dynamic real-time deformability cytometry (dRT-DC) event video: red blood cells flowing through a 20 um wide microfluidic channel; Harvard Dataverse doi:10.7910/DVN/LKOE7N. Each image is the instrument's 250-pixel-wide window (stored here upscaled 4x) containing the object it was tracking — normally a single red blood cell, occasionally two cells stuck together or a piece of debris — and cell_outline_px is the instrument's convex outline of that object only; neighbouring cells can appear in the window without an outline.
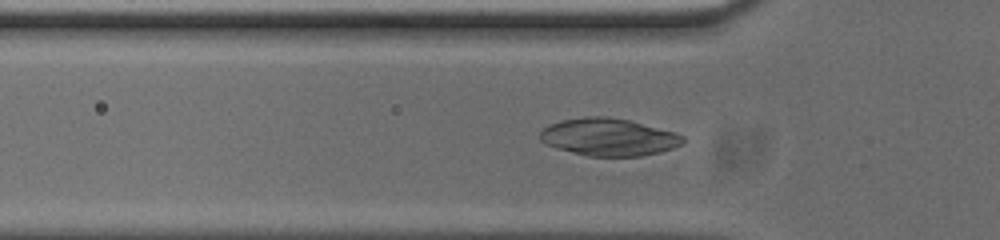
{"species": "common noctule bat (a hibernating species)", "species_latin": "Nyctalus noctula", "temperature_condition": "cold", "stored_images_in_passage": 53, "camera_frame_rate_fps": 3000, "um_per_image_px": 0.085, "animal": {"sex": "male", "body_mass_g": 20.0, "forearm_length_mm": 53.3}, "frame": {"image": 1, "passage_image": 16, "time_ms": 5.0, "image_size_px": [1000, 240], "cell_outline_px": [[684, 140], [680, 144], [672, 148], [660, 152], [640, 156], [588, 156], [556, 148], [544, 144], [540, 140], [540, 132], [548, 124], [560, 120], [584, 116], [608, 116], [628, 120], [676, 132], [684, 136]], "centroid_in_image_um": [51.7, 11.64], "position_along_channel_um": 74.1, "area_um2": 31.27}}
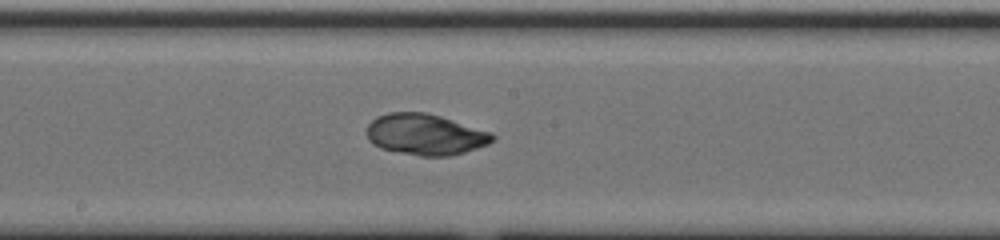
{"frame": {"image": 2, "passage_image": 27, "time_ms": 8.667, "image_size_px": [1000, 240], "cell_outline_px": [[496, 136], [488, 144], [452, 156], [420, 156], [380, 148], [372, 144], [368, 140], [368, 124], [376, 116], [388, 112], [424, 112], [440, 116], [492, 132]], "centroid_in_image_um": [36.14, 11.43], "position_along_channel_um": 212.1, "area_um2": 30.06}}
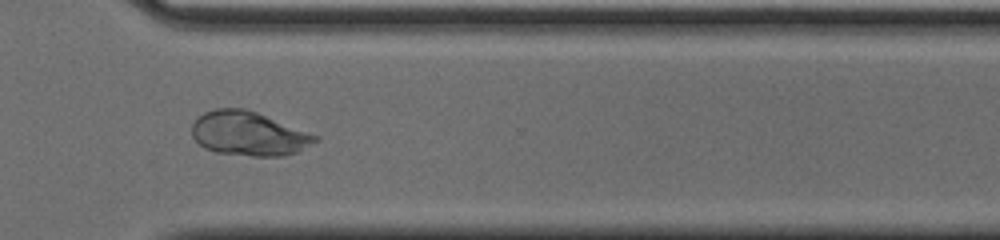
{"frame": {"image": 3, "passage_image": 38, "time_ms": 12.333, "image_size_px": [1000, 240], "cell_outline_px": [[320, 140], [296, 152], [284, 156], [252, 156], [216, 152], [204, 148], [192, 136], [192, 124], [204, 112], [216, 108], [244, 108], [256, 112], [320, 136]], "centroid_in_image_um": [21.15, 11.36], "position_along_channel_um": 349.4, "area_um2": 31.62}}